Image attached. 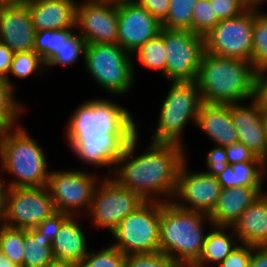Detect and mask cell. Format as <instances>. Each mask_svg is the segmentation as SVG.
I'll list each match as a JSON object with an SVG mask.
<instances>
[{
	"mask_svg": "<svg viewBox=\"0 0 267 267\" xmlns=\"http://www.w3.org/2000/svg\"><path fill=\"white\" fill-rule=\"evenodd\" d=\"M138 136L137 132L126 145L111 178L121 187L138 194L144 201H171L180 168L187 161L185 147L173 143L151 142L144 153L134 155Z\"/></svg>",
	"mask_w": 267,
	"mask_h": 267,
	"instance_id": "6da1fadb",
	"label": "cell"
},
{
	"mask_svg": "<svg viewBox=\"0 0 267 267\" xmlns=\"http://www.w3.org/2000/svg\"><path fill=\"white\" fill-rule=\"evenodd\" d=\"M255 74L249 61L204 52L196 79L202 102L229 105L254 99Z\"/></svg>",
	"mask_w": 267,
	"mask_h": 267,
	"instance_id": "7a4b0ae2",
	"label": "cell"
},
{
	"mask_svg": "<svg viewBox=\"0 0 267 267\" xmlns=\"http://www.w3.org/2000/svg\"><path fill=\"white\" fill-rule=\"evenodd\" d=\"M205 222L213 226L209 215L177 207L173 202H160V251L177 264H194L208 233Z\"/></svg>",
	"mask_w": 267,
	"mask_h": 267,
	"instance_id": "3957f363",
	"label": "cell"
},
{
	"mask_svg": "<svg viewBox=\"0 0 267 267\" xmlns=\"http://www.w3.org/2000/svg\"><path fill=\"white\" fill-rule=\"evenodd\" d=\"M23 126L19 125L0 133V169L14 179L0 176L6 187L47 186L50 172L46 154Z\"/></svg>",
	"mask_w": 267,
	"mask_h": 267,
	"instance_id": "277c9868",
	"label": "cell"
},
{
	"mask_svg": "<svg viewBox=\"0 0 267 267\" xmlns=\"http://www.w3.org/2000/svg\"><path fill=\"white\" fill-rule=\"evenodd\" d=\"M137 124L125 107L107 99H91L78 105L69 118L66 139L73 150L83 139L106 134H136Z\"/></svg>",
	"mask_w": 267,
	"mask_h": 267,
	"instance_id": "5b68a950",
	"label": "cell"
},
{
	"mask_svg": "<svg viewBox=\"0 0 267 267\" xmlns=\"http://www.w3.org/2000/svg\"><path fill=\"white\" fill-rule=\"evenodd\" d=\"M202 104L196 81L172 82L161 105L152 142L185 146L183 131L189 121L196 125Z\"/></svg>",
	"mask_w": 267,
	"mask_h": 267,
	"instance_id": "8992f818",
	"label": "cell"
},
{
	"mask_svg": "<svg viewBox=\"0 0 267 267\" xmlns=\"http://www.w3.org/2000/svg\"><path fill=\"white\" fill-rule=\"evenodd\" d=\"M133 56L119 44H87L84 62L87 72L110 95L124 96L134 84Z\"/></svg>",
	"mask_w": 267,
	"mask_h": 267,
	"instance_id": "52a82bcc",
	"label": "cell"
},
{
	"mask_svg": "<svg viewBox=\"0 0 267 267\" xmlns=\"http://www.w3.org/2000/svg\"><path fill=\"white\" fill-rule=\"evenodd\" d=\"M159 229L160 202L145 201L111 232L112 245L126 256L159 252Z\"/></svg>",
	"mask_w": 267,
	"mask_h": 267,
	"instance_id": "ba28073f",
	"label": "cell"
},
{
	"mask_svg": "<svg viewBox=\"0 0 267 267\" xmlns=\"http://www.w3.org/2000/svg\"><path fill=\"white\" fill-rule=\"evenodd\" d=\"M103 179L94 190L87 215L97 230L105 228L111 233L145 201L135 192L121 187L111 176L106 175Z\"/></svg>",
	"mask_w": 267,
	"mask_h": 267,
	"instance_id": "9c48e42d",
	"label": "cell"
},
{
	"mask_svg": "<svg viewBox=\"0 0 267 267\" xmlns=\"http://www.w3.org/2000/svg\"><path fill=\"white\" fill-rule=\"evenodd\" d=\"M255 5L238 17L220 20L204 37L205 52L251 62Z\"/></svg>",
	"mask_w": 267,
	"mask_h": 267,
	"instance_id": "30bf717a",
	"label": "cell"
},
{
	"mask_svg": "<svg viewBox=\"0 0 267 267\" xmlns=\"http://www.w3.org/2000/svg\"><path fill=\"white\" fill-rule=\"evenodd\" d=\"M54 211L47 186L6 188L3 222L5 226L26 230L36 228Z\"/></svg>",
	"mask_w": 267,
	"mask_h": 267,
	"instance_id": "8fae6325",
	"label": "cell"
},
{
	"mask_svg": "<svg viewBox=\"0 0 267 267\" xmlns=\"http://www.w3.org/2000/svg\"><path fill=\"white\" fill-rule=\"evenodd\" d=\"M96 178L98 177L93 173L89 174L83 170L51 171L47 187L55 210L70 216L87 214L99 182ZM80 209L84 212L80 213Z\"/></svg>",
	"mask_w": 267,
	"mask_h": 267,
	"instance_id": "7c38bea8",
	"label": "cell"
},
{
	"mask_svg": "<svg viewBox=\"0 0 267 267\" xmlns=\"http://www.w3.org/2000/svg\"><path fill=\"white\" fill-rule=\"evenodd\" d=\"M164 41L166 79L170 82L196 81L205 52L204 37L190 30L164 28Z\"/></svg>",
	"mask_w": 267,
	"mask_h": 267,
	"instance_id": "4fadbf2b",
	"label": "cell"
},
{
	"mask_svg": "<svg viewBox=\"0 0 267 267\" xmlns=\"http://www.w3.org/2000/svg\"><path fill=\"white\" fill-rule=\"evenodd\" d=\"M186 163L188 162L185 161L180 168L171 202L179 208L209 215L218 202L222 186L215 176L203 171L189 172Z\"/></svg>",
	"mask_w": 267,
	"mask_h": 267,
	"instance_id": "5bb4252c",
	"label": "cell"
},
{
	"mask_svg": "<svg viewBox=\"0 0 267 267\" xmlns=\"http://www.w3.org/2000/svg\"><path fill=\"white\" fill-rule=\"evenodd\" d=\"M76 30L87 44L117 43L118 5L99 0L77 2Z\"/></svg>",
	"mask_w": 267,
	"mask_h": 267,
	"instance_id": "9a60e30c",
	"label": "cell"
},
{
	"mask_svg": "<svg viewBox=\"0 0 267 267\" xmlns=\"http://www.w3.org/2000/svg\"><path fill=\"white\" fill-rule=\"evenodd\" d=\"M161 29V22L137 2L118 5L117 44L130 54L159 34Z\"/></svg>",
	"mask_w": 267,
	"mask_h": 267,
	"instance_id": "2e32d148",
	"label": "cell"
},
{
	"mask_svg": "<svg viewBox=\"0 0 267 267\" xmlns=\"http://www.w3.org/2000/svg\"><path fill=\"white\" fill-rule=\"evenodd\" d=\"M35 34L26 1L0 5V42L6 44L14 53L32 51Z\"/></svg>",
	"mask_w": 267,
	"mask_h": 267,
	"instance_id": "e0dca14e",
	"label": "cell"
},
{
	"mask_svg": "<svg viewBox=\"0 0 267 267\" xmlns=\"http://www.w3.org/2000/svg\"><path fill=\"white\" fill-rule=\"evenodd\" d=\"M135 134H106L103 137L85 138L72 152L84 163L96 168L106 167L111 176L117 160Z\"/></svg>",
	"mask_w": 267,
	"mask_h": 267,
	"instance_id": "ac0fdd59",
	"label": "cell"
},
{
	"mask_svg": "<svg viewBox=\"0 0 267 267\" xmlns=\"http://www.w3.org/2000/svg\"><path fill=\"white\" fill-rule=\"evenodd\" d=\"M250 103L247 106L241 103L229 104L232 121L239 142L267 162V141L261 108L254 99Z\"/></svg>",
	"mask_w": 267,
	"mask_h": 267,
	"instance_id": "d6986e66",
	"label": "cell"
},
{
	"mask_svg": "<svg viewBox=\"0 0 267 267\" xmlns=\"http://www.w3.org/2000/svg\"><path fill=\"white\" fill-rule=\"evenodd\" d=\"M36 32L76 28V0H26Z\"/></svg>",
	"mask_w": 267,
	"mask_h": 267,
	"instance_id": "ffe728a7",
	"label": "cell"
},
{
	"mask_svg": "<svg viewBox=\"0 0 267 267\" xmlns=\"http://www.w3.org/2000/svg\"><path fill=\"white\" fill-rule=\"evenodd\" d=\"M195 126L209 136L217 146L228 147L239 141L227 104L202 102Z\"/></svg>",
	"mask_w": 267,
	"mask_h": 267,
	"instance_id": "44dd1931",
	"label": "cell"
},
{
	"mask_svg": "<svg viewBox=\"0 0 267 267\" xmlns=\"http://www.w3.org/2000/svg\"><path fill=\"white\" fill-rule=\"evenodd\" d=\"M264 192L263 187L222 188L218 202L209 214V218L214 226H232Z\"/></svg>",
	"mask_w": 267,
	"mask_h": 267,
	"instance_id": "7402d4cb",
	"label": "cell"
},
{
	"mask_svg": "<svg viewBox=\"0 0 267 267\" xmlns=\"http://www.w3.org/2000/svg\"><path fill=\"white\" fill-rule=\"evenodd\" d=\"M231 227L240 243L267 246V192L258 197Z\"/></svg>",
	"mask_w": 267,
	"mask_h": 267,
	"instance_id": "603a6c76",
	"label": "cell"
},
{
	"mask_svg": "<svg viewBox=\"0 0 267 267\" xmlns=\"http://www.w3.org/2000/svg\"><path fill=\"white\" fill-rule=\"evenodd\" d=\"M79 216H69L62 224L51 243L56 260L70 261L79 265L89 253Z\"/></svg>",
	"mask_w": 267,
	"mask_h": 267,
	"instance_id": "cb8c5ba5",
	"label": "cell"
},
{
	"mask_svg": "<svg viewBox=\"0 0 267 267\" xmlns=\"http://www.w3.org/2000/svg\"><path fill=\"white\" fill-rule=\"evenodd\" d=\"M211 228L213 230L207 234L201 255L194 263L198 267H210L208 265L213 263L218 266L239 245L238 237L233 233L231 226L213 225ZM228 229L232 231L228 233ZM235 238L237 242L234 240Z\"/></svg>",
	"mask_w": 267,
	"mask_h": 267,
	"instance_id": "d4e9b609",
	"label": "cell"
},
{
	"mask_svg": "<svg viewBox=\"0 0 267 267\" xmlns=\"http://www.w3.org/2000/svg\"><path fill=\"white\" fill-rule=\"evenodd\" d=\"M265 167L267 168L265 161L228 164L216 177L222 188L262 187Z\"/></svg>",
	"mask_w": 267,
	"mask_h": 267,
	"instance_id": "484cf974",
	"label": "cell"
},
{
	"mask_svg": "<svg viewBox=\"0 0 267 267\" xmlns=\"http://www.w3.org/2000/svg\"><path fill=\"white\" fill-rule=\"evenodd\" d=\"M51 241L35 228L24 229V259L22 267H47L55 261Z\"/></svg>",
	"mask_w": 267,
	"mask_h": 267,
	"instance_id": "4316f807",
	"label": "cell"
},
{
	"mask_svg": "<svg viewBox=\"0 0 267 267\" xmlns=\"http://www.w3.org/2000/svg\"><path fill=\"white\" fill-rule=\"evenodd\" d=\"M137 55L141 65L153 70H159L166 78L167 51L164 41V28L154 38L148 40L139 47L132 55Z\"/></svg>",
	"mask_w": 267,
	"mask_h": 267,
	"instance_id": "83f0119b",
	"label": "cell"
},
{
	"mask_svg": "<svg viewBox=\"0 0 267 267\" xmlns=\"http://www.w3.org/2000/svg\"><path fill=\"white\" fill-rule=\"evenodd\" d=\"M14 90L5 79H0V133L17 127L20 114L25 111Z\"/></svg>",
	"mask_w": 267,
	"mask_h": 267,
	"instance_id": "f1b7e54d",
	"label": "cell"
},
{
	"mask_svg": "<svg viewBox=\"0 0 267 267\" xmlns=\"http://www.w3.org/2000/svg\"><path fill=\"white\" fill-rule=\"evenodd\" d=\"M259 6L255 5L251 56L256 71L267 67V13H262Z\"/></svg>",
	"mask_w": 267,
	"mask_h": 267,
	"instance_id": "f546056e",
	"label": "cell"
},
{
	"mask_svg": "<svg viewBox=\"0 0 267 267\" xmlns=\"http://www.w3.org/2000/svg\"><path fill=\"white\" fill-rule=\"evenodd\" d=\"M76 28L58 30H40L36 32L34 39V51L41 55L47 64L60 50L63 40L68 39Z\"/></svg>",
	"mask_w": 267,
	"mask_h": 267,
	"instance_id": "4dcf8cb0",
	"label": "cell"
},
{
	"mask_svg": "<svg viewBox=\"0 0 267 267\" xmlns=\"http://www.w3.org/2000/svg\"><path fill=\"white\" fill-rule=\"evenodd\" d=\"M198 0H169V11L161 22L166 29L192 31L193 9Z\"/></svg>",
	"mask_w": 267,
	"mask_h": 267,
	"instance_id": "1f68e13d",
	"label": "cell"
},
{
	"mask_svg": "<svg viewBox=\"0 0 267 267\" xmlns=\"http://www.w3.org/2000/svg\"><path fill=\"white\" fill-rule=\"evenodd\" d=\"M24 248V229L0 226V253L22 267Z\"/></svg>",
	"mask_w": 267,
	"mask_h": 267,
	"instance_id": "d6a6232c",
	"label": "cell"
},
{
	"mask_svg": "<svg viewBox=\"0 0 267 267\" xmlns=\"http://www.w3.org/2000/svg\"><path fill=\"white\" fill-rule=\"evenodd\" d=\"M45 67L46 64L41 55L34 50L16 52L11 63L10 71L5 80L14 88L9 74L14 75L16 78L24 79L32 74L43 72V69H46Z\"/></svg>",
	"mask_w": 267,
	"mask_h": 267,
	"instance_id": "836d02e7",
	"label": "cell"
},
{
	"mask_svg": "<svg viewBox=\"0 0 267 267\" xmlns=\"http://www.w3.org/2000/svg\"><path fill=\"white\" fill-rule=\"evenodd\" d=\"M86 41L79 33H73L68 39L63 40V45L57 54L46 64V70L52 68V66H72L74 62H77L80 54L82 53L83 59L86 49Z\"/></svg>",
	"mask_w": 267,
	"mask_h": 267,
	"instance_id": "e575fe53",
	"label": "cell"
},
{
	"mask_svg": "<svg viewBox=\"0 0 267 267\" xmlns=\"http://www.w3.org/2000/svg\"><path fill=\"white\" fill-rule=\"evenodd\" d=\"M108 246L89 251L78 267H125L126 255L112 244Z\"/></svg>",
	"mask_w": 267,
	"mask_h": 267,
	"instance_id": "d590c367",
	"label": "cell"
},
{
	"mask_svg": "<svg viewBox=\"0 0 267 267\" xmlns=\"http://www.w3.org/2000/svg\"><path fill=\"white\" fill-rule=\"evenodd\" d=\"M219 21L209 0L197 1L193 9V33L205 37Z\"/></svg>",
	"mask_w": 267,
	"mask_h": 267,
	"instance_id": "8d00e7d4",
	"label": "cell"
},
{
	"mask_svg": "<svg viewBox=\"0 0 267 267\" xmlns=\"http://www.w3.org/2000/svg\"><path fill=\"white\" fill-rule=\"evenodd\" d=\"M177 263L164 253L127 255L125 267H175Z\"/></svg>",
	"mask_w": 267,
	"mask_h": 267,
	"instance_id": "74e56055",
	"label": "cell"
},
{
	"mask_svg": "<svg viewBox=\"0 0 267 267\" xmlns=\"http://www.w3.org/2000/svg\"><path fill=\"white\" fill-rule=\"evenodd\" d=\"M219 20L238 17L251 5L246 0H209Z\"/></svg>",
	"mask_w": 267,
	"mask_h": 267,
	"instance_id": "f35d334b",
	"label": "cell"
},
{
	"mask_svg": "<svg viewBox=\"0 0 267 267\" xmlns=\"http://www.w3.org/2000/svg\"><path fill=\"white\" fill-rule=\"evenodd\" d=\"M70 215L66 213L59 212L55 210L48 217H45L42 222L35 228L41 234H44L45 238H48L51 242L54 240L56 234L58 233L61 224L69 217Z\"/></svg>",
	"mask_w": 267,
	"mask_h": 267,
	"instance_id": "ab89813d",
	"label": "cell"
},
{
	"mask_svg": "<svg viewBox=\"0 0 267 267\" xmlns=\"http://www.w3.org/2000/svg\"><path fill=\"white\" fill-rule=\"evenodd\" d=\"M251 245L239 243L217 267H249Z\"/></svg>",
	"mask_w": 267,
	"mask_h": 267,
	"instance_id": "60d3db41",
	"label": "cell"
},
{
	"mask_svg": "<svg viewBox=\"0 0 267 267\" xmlns=\"http://www.w3.org/2000/svg\"><path fill=\"white\" fill-rule=\"evenodd\" d=\"M205 162L208 169L203 172L216 177L228 165L225 147L216 145L210 149Z\"/></svg>",
	"mask_w": 267,
	"mask_h": 267,
	"instance_id": "b9f144b4",
	"label": "cell"
},
{
	"mask_svg": "<svg viewBox=\"0 0 267 267\" xmlns=\"http://www.w3.org/2000/svg\"><path fill=\"white\" fill-rule=\"evenodd\" d=\"M228 164H235L248 161H264L255 156L252 151L242 142H235L225 147Z\"/></svg>",
	"mask_w": 267,
	"mask_h": 267,
	"instance_id": "7bdbcfd3",
	"label": "cell"
},
{
	"mask_svg": "<svg viewBox=\"0 0 267 267\" xmlns=\"http://www.w3.org/2000/svg\"><path fill=\"white\" fill-rule=\"evenodd\" d=\"M254 100L260 108H267V67L256 71Z\"/></svg>",
	"mask_w": 267,
	"mask_h": 267,
	"instance_id": "ee69618b",
	"label": "cell"
},
{
	"mask_svg": "<svg viewBox=\"0 0 267 267\" xmlns=\"http://www.w3.org/2000/svg\"><path fill=\"white\" fill-rule=\"evenodd\" d=\"M136 2L146 8L160 22L166 18L169 11V0H136Z\"/></svg>",
	"mask_w": 267,
	"mask_h": 267,
	"instance_id": "f6af8a7d",
	"label": "cell"
},
{
	"mask_svg": "<svg viewBox=\"0 0 267 267\" xmlns=\"http://www.w3.org/2000/svg\"><path fill=\"white\" fill-rule=\"evenodd\" d=\"M14 54L6 44L0 42V79L8 76Z\"/></svg>",
	"mask_w": 267,
	"mask_h": 267,
	"instance_id": "bcb514c9",
	"label": "cell"
},
{
	"mask_svg": "<svg viewBox=\"0 0 267 267\" xmlns=\"http://www.w3.org/2000/svg\"><path fill=\"white\" fill-rule=\"evenodd\" d=\"M249 267H267V246H251Z\"/></svg>",
	"mask_w": 267,
	"mask_h": 267,
	"instance_id": "7dc6e473",
	"label": "cell"
},
{
	"mask_svg": "<svg viewBox=\"0 0 267 267\" xmlns=\"http://www.w3.org/2000/svg\"><path fill=\"white\" fill-rule=\"evenodd\" d=\"M6 186L2 183L0 179V226L4 222V196L6 192Z\"/></svg>",
	"mask_w": 267,
	"mask_h": 267,
	"instance_id": "c3c4849f",
	"label": "cell"
},
{
	"mask_svg": "<svg viewBox=\"0 0 267 267\" xmlns=\"http://www.w3.org/2000/svg\"><path fill=\"white\" fill-rule=\"evenodd\" d=\"M47 267H78V265L70 261L55 260L52 263H50Z\"/></svg>",
	"mask_w": 267,
	"mask_h": 267,
	"instance_id": "681fc988",
	"label": "cell"
},
{
	"mask_svg": "<svg viewBox=\"0 0 267 267\" xmlns=\"http://www.w3.org/2000/svg\"><path fill=\"white\" fill-rule=\"evenodd\" d=\"M0 267H21L11 262L5 255L0 253Z\"/></svg>",
	"mask_w": 267,
	"mask_h": 267,
	"instance_id": "f907efd6",
	"label": "cell"
},
{
	"mask_svg": "<svg viewBox=\"0 0 267 267\" xmlns=\"http://www.w3.org/2000/svg\"><path fill=\"white\" fill-rule=\"evenodd\" d=\"M99 1L108 2V3L114 4V5L136 2V0H99Z\"/></svg>",
	"mask_w": 267,
	"mask_h": 267,
	"instance_id": "816d5d0a",
	"label": "cell"
},
{
	"mask_svg": "<svg viewBox=\"0 0 267 267\" xmlns=\"http://www.w3.org/2000/svg\"><path fill=\"white\" fill-rule=\"evenodd\" d=\"M261 112H262V117L264 121L266 141H267V108H261Z\"/></svg>",
	"mask_w": 267,
	"mask_h": 267,
	"instance_id": "f5cc1de1",
	"label": "cell"
},
{
	"mask_svg": "<svg viewBox=\"0 0 267 267\" xmlns=\"http://www.w3.org/2000/svg\"><path fill=\"white\" fill-rule=\"evenodd\" d=\"M26 0H0V5H6V4H19L23 3Z\"/></svg>",
	"mask_w": 267,
	"mask_h": 267,
	"instance_id": "db71d44e",
	"label": "cell"
},
{
	"mask_svg": "<svg viewBox=\"0 0 267 267\" xmlns=\"http://www.w3.org/2000/svg\"><path fill=\"white\" fill-rule=\"evenodd\" d=\"M175 267H198L194 264H177Z\"/></svg>",
	"mask_w": 267,
	"mask_h": 267,
	"instance_id": "11a10c76",
	"label": "cell"
},
{
	"mask_svg": "<svg viewBox=\"0 0 267 267\" xmlns=\"http://www.w3.org/2000/svg\"><path fill=\"white\" fill-rule=\"evenodd\" d=\"M267 0H252V2L255 4V5H262V3L264 4Z\"/></svg>",
	"mask_w": 267,
	"mask_h": 267,
	"instance_id": "9f6ffc18",
	"label": "cell"
},
{
	"mask_svg": "<svg viewBox=\"0 0 267 267\" xmlns=\"http://www.w3.org/2000/svg\"><path fill=\"white\" fill-rule=\"evenodd\" d=\"M250 5H255L252 0H246Z\"/></svg>",
	"mask_w": 267,
	"mask_h": 267,
	"instance_id": "6f0895ef",
	"label": "cell"
}]
</instances>
